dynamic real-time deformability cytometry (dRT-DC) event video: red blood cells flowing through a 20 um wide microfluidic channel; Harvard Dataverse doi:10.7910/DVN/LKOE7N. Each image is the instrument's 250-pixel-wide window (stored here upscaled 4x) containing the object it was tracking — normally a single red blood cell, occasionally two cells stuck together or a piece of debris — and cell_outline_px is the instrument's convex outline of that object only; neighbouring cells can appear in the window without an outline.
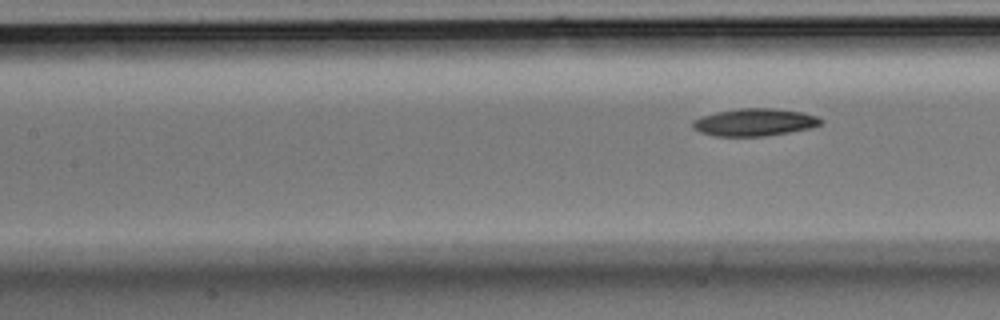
{"species": "Egyptian fruit bat (a non-hibernating species)", "species_latin": "Rousettus aegyptiacus", "temperature_condition": "room temperature", "stored_images_in_passage": 5, "segment_of_instrument_passage": [2, 2], "camera_frame_rate_fps": 3000, "um_per_image_px": 0.085, "animal": {"sex": "male"}, "frame": {"image": 1, "passage_image": 5, "time_ms": 1.333, "image_size_px": [1000, 320], "cell_outline_px": [[824, 120], [820, 124], [812, 128], [764, 136], [712, 136], [700, 132], [692, 128], [692, 120], [700, 116], [716, 112], [740, 108], [772, 108], [800, 112], [816, 116]], "centroid_in_image_um": [64.09, 10.39], "position_along_channel_um": 143.3, "area_um2": 20.52}}